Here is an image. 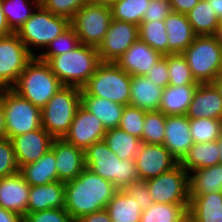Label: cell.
Listing matches in <instances>:
<instances>
[{"instance_id":"33","label":"cell","mask_w":222,"mask_h":222,"mask_svg":"<svg viewBox=\"0 0 222 222\" xmlns=\"http://www.w3.org/2000/svg\"><path fill=\"white\" fill-rule=\"evenodd\" d=\"M196 35H214L220 19L207 0H200L187 14Z\"/></svg>"},{"instance_id":"27","label":"cell","mask_w":222,"mask_h":222,"mask_svg":"<svg viewBox=\"0 0 222 222\" xmlns=\"http://www.w3.org/2000/svg\"><path fill=\"white\" fill-rule=\"evenodd\" d=\"M54 151L49 149L38 161L19 168L24 180L30 186L46 185L58 181Z\"/></svg>"},{"instance_id":"13","label":"cell","mask_w":222,"mask_h":222,"mask_svg":"<svg viewBox=\"0 0 222 222\" xmlns=\"http://www.w3.org/2000/svg\"><path fill=\"white\" fill-rule=\"evenodd\" d=\"M139 26L112 19L102 43L97 48L101 62L116 60L139 38Z\"/></svg>"},{"instance_id":"2","label":"cell","mask_w":222,"mask_h":222,"mask_svg":"<svg viewBox=\"0 0 222 222\" xmlns=\"http://www.w3.org/2000/svg\"><path fill=\"white\" fill-rule=\"evenodd\" d=\"M84 164L117 190L139 181L135 159L120 160L104 140L93 143L84 151Z\"/></svg>"},{"instance_id":"55","label":"cell","mask_w":222,"mask_h":222,"mask_svg":"<svg viewBox=\"0 0 222 222\" xmlns=\"http://www.w3.org/2000/svg\"><path fill=\"white\" fill-rule=\"evenodd\" d=\"M217 42L221 45L222 47V19L219 21V24L217 26V30L214 34Z\"/></svg>"},{"instance_id":"29","label":"cell","mask_w":222,"mask_h":222,"mask_svg":"<svg viewBox=\"0 0 222 222\" xmlns=\"http://www.w3.org/2000/svg\"><path fill=\"white\" fill-rule=\"evenodd\" d=\"M188 213L197 222H222V192L195 195Z\"/></svg>"},{"instance_id":"49","label":"cell","mask_w":222,"mask_h":222,"mask_svg":"<svg viewBox=\"0 0 222 222\" xmlns=\"http://www.w3.org/2000/svg\"><path fill=\"white\" fill-rule=\"evenodd\" d=\"M200 0H170L171 10L181 14L190 12Z\"/></svg>"},{"instance_id":"9","label":"cell","mask_w":222,"mask_h":222,"mask_svg":"<svg viewBox=\"0 0 222 222\" xmlns=\"http://www.w3.org/2000/svg\"><path fill=\"white\" fill-rule=\"evenodd\" d=\"M6 138L11 139L42 127L41 108L19 96L11 88L2 89Z\"/></svg>"},{"instance_id":"28","label":"cell","mask_w":222,"mask_h":222,"mask_svg":"<svg viewBox=\"0 0 222 222\" xmlns=\"http://www.w3.org/2000/svg\"><path fill=\"white\" fill-rule=\"evenodd\" d=\"M219 142L194 143L179 164L188 172L220 164Z\"/></svg>"},{"instance_id":"15","label":"cell","mask_w":222,"mask_h":222,"mask_svg":"<svg viewBox=\"0 0 222 222\" xmlns=\"http://www.w3.org/2000/svg\"><path fill=\"white\" fill-rule=\"evenodd\" d=\"M105 133L106 129L101 121L80 106L63 139L85 151L93 143L103 140Z\"/></svg>"},{"instance_id":"26","label":"cell","mask_w":222,"mask_h":222,"mask_svg":"<svg viewBox=\"0 0 222 222\" xmlns=\"http://www.w3.org/2000/svg\"><path fill=\"white\" fill-rule=\"evenodd\" d=\"M198 86L199 84L167 85L162 91L159 111L165 116L186 115Z\"/></svg>"},{"instance_id":"12","label":"cell","mask_w":222,"mask_h":222,"mask_svg":"<svg viewBox=\"0 0 222 222\" xmlns=\"http://www.w3.org/2000/svg\"><path fill=\"white\" fill-rule=\"evenodd\" d=\"M33 58L16 33L0 37V89L12 88Z\"/></svg>"},{"instance_id":"20","label":"cell","mask_w":222,"mask_h":222,"mask_svg":"<svg viewBox=\"0 0 222 222\" xmlns=\"http://www.w3.org/2000/svg\"><path fill=\"white\" fill-rule=\"evenodd\" d=\"M194 144L186 115L166 116L163 145L180 162Z\"/></svg>"},{"instance_id":"35","label":"cell","mask_w":222,"mask_h":222,"mask_svg":"<svg viewBox=\"0 0 222 222\" xmlns=\"http://www.w3.org/2000/svg\"><path fill=\"white\" fill-rule=\"evenodd\" d=\"M139 39L158 51L161 55H168V39L164 21L141 22L139 25Z\"/></svg>"},{"instance_id":"37","label":"cell","mask_w":222,"mask_h":222,"mask_svg":"<svg viewBox=\"0 0 222 222\" xmlns=\"http://www.w3.org/2000/svg\"><path fill=\"white\" fill-rule=\"evenodd\" d=\"M3 0V12L6 17L8 26L16 33L17 30L24 24V22L32 15L34 9L30 6L39 5V0ZM29 5V6H28Z\"/></svg>"},{"instance_id":"56","label":"cell","mask_w":222,"mask_h":222,"mask_svg":"<svg viewBox=\"0 0 222 222\" xmlns=\"http://www.w3.org/2000/svg\"><path fill=\"white\" fill-rule=\"evenodd\" d=\"M212 84L215 86L217 91L219 92V95L222 97V74L219 75Z\"/></svg>"},{"instance_id":"11","label":"cell","mask_w":222,"mask_h":222,"mask_svg":"<svg viewBox=\"0 0 222 222\" xmlns=\"http://www.w3.org/2000/svg\"><path fill=\"white\" fill-rule=\"evenodd\" d=\"M189 173L178 164L175 168L145 181L154 203L190 204Z\"/></svg>"},{"instance_id":"23","label":"cell","mask_w":222,"mask_h":222,"mask_svg":"<svg viewBox=\"0 0 222 222\" xmlns=\"http://www.w3.org/2000/svg\"><path fill=\"white\" fill-rule=\"evenodd\" d=\"M164 23L168 39V54L183 53L196 36L187 15L172 11Z\"/></svg>"},{"instance_id":"42","label":"cell","mask_w":222,"mask_h":222,"mask_svg":"<svg viewBox=\"0 0 222 222\" xmlns=\"http://www.w3.org/2000/svg\"><path fill=\"white\" fill-rule=\"evenodd\" d=\"M145 113V110L139 109L132 105H125L119 128L124 130L128 134L141 139L142 142Z\"/></svg>"},{"instance_id":"5","label":"cell","mask_w":222,"mask_h":222,"mask_svg":"<svg viewBox=\"0 0 222 222\" xmlns=\"http://www.w3.org/2000/svg\"><path fill=\"white\" fill-rule=\"evenodd\" d=\"M182 55L196 82L212 83L222 74V47L214 35H196Z\"/></svg>"},{"instance_id":"43","label":"cell","mask_w":222,"mask_h":222,"mask_svg":"<svg viewBox=\"0 0 222 222\" xmlns=\"http://www.w3.org/2000/svg\"><path fill=\"white\" fill-rule=\"evenodd\" d=\"M90 0H39V4L53 15L61 16L69 21L75 13Z\"/></svg>"},{"instance_id":"45","label":"cell","mask_w":222,"mask_h":222,"mask_svg":"<svg viewBox=\"0 0 222 222\" xmlns=\"http://www.w3.org/2000/svg\"><path fill=\"white\" fill-rule=\"evenodd\" d=\"M23 222H75V220L63 208L27 213L23 217Z\"/></svg>"},{"instance_id":"19","label":"cell","mask_w":222,"mask_h":222,"mask_svg":"<svg viewBox=\"0 0 222 222\" xmlns=\"http://www.w3.org/2000/svg\"><path fill=\"white\" fill-rule=\"evenodd\" d=\"M30 188L19 171L0 178V207L24 217L27 214Z\"/></svg>"},{"instance_id":"16","label":"cell","mask_w":222,"mask_h":222,"mask_svg":"<svg viewBox=\"0 0 222 222\" xmlns=\"http://www.w3.org/2000/svg\"><path fill=\"white\" fill-rule=\"evenodd\" d=\"M19 168L38 161L49 149L54 138L42 127L11 139Z\"/></svg>"},{"instance_id":"34","label":"cell","mask_w":222,"mask_h":222,"mask_svg":"<svg viewBox=\"0 0 222 222\" xmlns=\"http://www.w3.org/2000/svg\"><path fill=\"white\" fill-rule=\"evenodd\" d=\"M190 204L153 203L142 211L140 222H182Z\"/></svg>"},{"instance_id":"24","label":"cell","mask_w":222,"mask_h":222,"mask_svg":"<svg viewBox=\"0 0 222 222\" xmlns=\"http://www.w3.org/2000/svg\"><path fill=\"white\" fill-rule=\"evenodd\" d=\"M81 106L94 114L106 130L119 127L124 105L105 98L90 96L81 88Z\"/></svg>"},{"instance_id":"40","label":"cell","mask_w":222,"mask_h":222,"mask_svg":"<svg viewBox=\"0 0 222 222\" xmlns=\"http://www.w3.org/2000/svg\"><path fill=\"white\" fill-rule=\"evenodd\" d=\"M165 123L166 116L161 111H146L142 132V143L163 144Z\"/></svg>"},{"instance_id":"41","label":"cell","mask_w":222,"mask_h":222,"mask_svg":"<svg viewBox=\"0 0 222 222\" xmlns=\"http://www.w3.org/2000/svg\"><path fill=\"white\" fill-rule=\"evenodd\" d=\"M80 44L79 38L70 25L64 32L51 41L46 51L37 56L40 60L47 62L51 57L62 55L68 51L75 49Z\"/></svg>"},{"instance_id":"14","label":"cell","mask_w":222,"mask_h":222,"mask_svg":"<svg viewBox=\"0 0 222 222\" xmlns=\"http://www.w3.org/2000/svg\"><path fill=\"white\" fill-rule=\"evenodd\" d=\"M135 162L139 181L155 178L179 164L163 144L145 143H141Z\"/></svg>"},{"instance_id":"10","label":"cell","mask_w":222,"mask_h":222,"mask_svg":"<svg viewBox=\"0 0 222 222\" xmlns=\"http://www.w3.org/2000/svg\"><path fill=\"white\" fill-rule=\"evenodd\" d=\"M112 21L110 6L88 2L70 21L80 43L98 48Z\"/></svg>"},{"instance_id":"4","label":"cell","mask_w":222,"mask_h":222,"mask_svg":"<svg viewBox=\"0 0 222 222\" xmlns=\"http://www.w3.org/2000/svg\"><path fill=\"white\" fill-rule=\"evenodd\" d=\"M63 86L48 63L36 56L27 64L11 89L42 109Z\"/></svg>"},{"instance_id":"50","label":"cell","mask_w":222,"mask_h":222,"mask_svg":"<svg viewBox=\"0 0 222 222\" xmlns=\"http://www.w3.org/2000/svg\"><path fill=\"white\" fill-rule=\"evenodd\" d=\"M75 222H111L109 213L102 209L79 217Z\"/></svg>"},{"instance_id":"51","label":"cell","mask_w":222,"mask_h":222,"mask_svg":"<svg viewBox=\"0 0 222 222\" xmlns=\"http://www.w3.org/2000/svg\"><path fill=\"white\" fill-rule=\"evenodd\" d=\"M0 222H23L19 214L0 207Z\"/></svg>"},{"instance_id":"8","label":"cell","mask_w":222,"mask_h":222,"mask_svg":"<svg viewBox=\"0 0 222 222\" xmlns=\"http://www.w3.org/2000/svg\"><path fill=\"white\" fill-rule=\"evenodd\" d=\"M69 26L70 21L68 19L53 15L39 4L34 8L32 15L17 30L16 34L29 52L36 57L30 46L40 47L39 49L44 50L51 41Z\"/></svg>"},{"instance_id":"17","label":"cell","mask_w":222,"mask_h":222,"mask_svg":"<svg viewBox=\"0 0 222 222\" xmlns=\"http://www.w3.org/2000/svg\"><path fill=\"white\" fill-rule=\"evenodd\" d=\"M56 158L58 181L68 182L77 178L85 168L84 151L63 138H54L51 144Z\"/></svg>"},{"instance_id":"6","label":"cell","mask_w":222,"mask_h":222,"mask_svg":"<svg viewBox=\"0 0 222 222\" xmlns=\"http://www.w3.org/2000/svg\"><path fill=\"white\" fill-rule=\"evenodd\" d=\"M80 106L81 88L64 85L41 109L42 128L53 138H63Z\"/></svg>"},{"instance_id":"32","label":"cell","mask_w":222,"mask_h":222,"mask_svg":"<svg viewBox=\"0 0 222 222\" xmlns=\"http://www.w3.org/2000/svg\"><path fill=\"white\" fill-rule=\"evenodd\" d=\"M103 140L120 160L135 159L142 143L141 139L128 134L119 127L106 130Z\"/></svg>"},{"instance_id":"18","label":"cell","mask_w":222,"mask_h":222,"mask_svg":"<svg viewBox=\"0 0 222 222\" xmlns=\"http://www.w3.org/2000/svg\"><path fill=\"white\" fill-rule=\"evenodd\" d=\"M162 57L158 51L138 38L115 63L131 76H145L151 66Z\"/></svg>"},{"instance_id":"59","label":"cell","mask_w":222,"mask_h":222,"mask_svg":"<svg viewBox=\"0 0 222 222\" xmlns=\"http://www.w3.org/2000/svg\"><path fill=\"white\" fill-rule=\"evenodd\" d=\"M218 142H219L220 160H221V164H222V133H221V136L218 139Z\"/></svg>"},{"instance_id":"38","label":"cell","mask_w":222,"mask_h":222,"mask_svg":"<svg viewBox=\"0 0 222 222\" xmlns=\"http://www.w3.org/2000/svg\"><path fill=\"white\" fill-rule=\"evenodd\" d=\"M189 125L194 143L218 141L222 133V120L219 119H189Z\"/></svg>"},{"instance_id":"52","label":"cell","mask_w":222,"mask_h":222,"mask_svg":"<svg viewBox=\"0 0 222 222\" xmlns=\"http://www.w3.org/2000/svg\"><path fill=\"white\" fill-rule=\"evenodd\" d=\"M2 6L3 0H0V37L8 36L14 33L8 26Z\"/></svg>"},{"instance_id":"39","label":"cell","mask_w":222,"mask_h":222,"mask_svg":"<svg viewBox=\"0 0 222 222\" xmlns=\"http://www.w3.org/2000/svg\"><path fill=\"white\" fill-rule=\"evenodd\" d=\"M167 60L169 84L180 86L187 84H200L196 82L191 74V70L182 53L164 55Z\"/></svg>"},{"instance_id":"48","label":"cell","mask_w":222,"mask_h":222,"mask_svg":"<svg viewBox=\"0 0 222 222\" xmlns=\"http://www.w3.org/2000/svg\"><path fill=\"white\" fill-rule=\"evenodd\" d=\"M145 76L153 83L165 88L169 84V73L166 58L164 56L160 58L156 64L151 66V70H148V73Z\"/></svg>"},{"instance_id":"57","label":"cell","mask_w":222,"mask_h":222,"mask_svg":"<svg viewBox=\"0 0 222 222\" xmlns=\"http://www.w3.org/2000/svg\"><path fill=\"white\" fill-rule=\"evenodd\" d=\"M119 0H90V2L96 3V4H102L111 6L113 3L117 2Z\"/></svg>"},{"instance_id":"44","label":"cell","mask_w":222,"mask_h":222,"mask_svg":"<svg viewBox=\"0 0 222 222\" xmlns=\"http://www.w3.org/2000/svg\"><path fill=\"white\" fill-rule=\"evenodd\" d=\"M19 166L12 142L9 138L0 139V178L15 174Z\"/></svg>"},{"instance_id":"46","label":"cell","mask_w":222,"mask_h":222,"mask_svg":"<svg viewBox=\"0 0 222 222\" xmlns=\"http://www.w3.org/2000/svg\"><path fill=\"white\" fill-rule=\"evenodd\" d=\"M142 22L164 21L172 12L170 0H150Z\"/></svg>"},{"instance_id":"22","label":"cell","mask_w":222,"mask_h":222,"mask_svg":"<svg viewBox=\"0 0 222 222\" xmlns=\"http://www.w3.org/2000/svg\"><path fill=\"white\" fill-rule=\"evenodd\" d=\"M65 208V182L55 181L46 185L31 186L27 213Z\"/></svg>"},{"instance_id":"36","label":"cell","mask_w":222,"mask_h":222,"mask_svg":"<svg viewBox=\"0 0 222 222\" xmlns=\"http://www.w3.org/2000/svg\"><path fill=\"white\" fill-rule=\"evenodd\" d=\"M150 0H119L110 8L112 19L140 25Z\"/></svg>"},{"instance_id":"21","label":"cell","mask_w":222,"mask_h":222,"mask_svg":"<svg viewBox=\"0 0 222 222\" xmlns=\"http://www.w3.org/2000/svg\"><path fill=\"white\" fill-rule=\"evenodd\" d=\"M186 116L189 119L210 118L222 120V97L212 83H200Z\"/></svg>"},{"instance_id":"25","label":"cell","mask_w":222,"mask_h":222,"mask_svg":"<svg viewBox=\"0 0 222 222\" xmlns=\"http://www.w3.org/2000/svg\"><path fill=\"white\" fill-rule=\"evenodd\" d=\"M130 103L145 111L159 110L163 88L146 76H131Z\"/></svg>"},{"instance_id":"58","label":"cell","mask_w":222,"mask_h":222,"mask_svg":"<svg viewBox=\"0 0 222 222\" xmlns=\"http://www.w3.org/2000/svg\"><path fill=\"white\" fill-rule=\"evenodd\" d=\"M182 222H197L189 213L184 217Z\"/></svg>"},{"instance_id":"53","label":"cell","mask_w":222,"mask_h":222,"mask_svg":"<svg viewBox=\"0 0 222 222\" xmlns=\"http://www.w3.org/2000/svg\"><path fill=\"white\" fill-rule=\"evenodd\" d=\"M6 138L5 112L2 102V89H0V139Z\"/></svg>"},{"instance_id":"54","label":"cell","mask_w":222,"mask_h":222,"mask_svg":"<svg viewBox=\"0 0 222 222\" xmlns=\"http://www.w3.org/2000/svg\"><path fill=\"white\" fill-rule=\"evenodd\" d=\"M211 7L214 9L215 14L222 19V0H207Z\"/></svg>"},{"instance_id":"7","label":"cell","mask_w":222,"mask_h":222,"mask_svg":"<svg viewBox=\"0 0 222 222\" xmlns=\"http://www.w3.org/2000/svg\"><path fill=\"white\" fill-rule=\"evenodd\" d=\"M131 75L114 62H101L82 89L90 96L129 105Z\"/></svg>"},{"instance_id":"1","label":"cell","mask_w":222,"mask_h":222,"mask_svg":"<svg viewBox=\"0 0 222 222\" xmlns=\"http://www.w3.org/2000/svg\"><path fill=\"white\" fill-rule=\"evenodd\" d=\"M117 189L89 168L65 182V210L74 219L105 209Z\"/></svg>"},{"instance_id":"47","label":"cell","mask_w":222,"mask_h":222,"mask_svg":"<svg viewBox=\"0 0 222 222\" xmlns=\"http://www.w3.org/2000/svg\"><path fill=\"white\" fill-rule=\"evenodd\" d=\"M124 191L135 198L142 210L148 209L154 202L145 181H137L128 185Z\"/></svg>"},{"instance_id":"31","label":"cell","mask_w":222,"mask_h":222,"mask_svg":"<svg viewBox=\"0 0 222 222\" xmlns=\"http://www.w3.org/2000/svg\"><path fill=\"white\" fill-rule=\"evenodd\" d=\"M105 209L111 222H140L143 211L136 199L124 190H117Z\"/></svg>"},{"instance_id":"3","label":"cell","mask_w":222,"mask_h":222,"mask_svg":"<svg viewBox=\"0 0 222 222\" xmlns=\"http://www.w3.org/2000/svg\"><path fill=\"white\" fill-rule=\"evenodd\" d=\"M47 63L63 85L82 88L101 61L96 47L80 43L71 51L51 57Z\"/></svg>"},{"instance_id":"30","label":"cell","mask_w":222,"mask_h":222,"mask_svg":"<svg viewBox=\"0 0 222 222\" xmlns=\"http://www.w3.org/2000/svg\"><path fill=\"white\" fill-rule=\"evenodd\" d=\"M189 174L190 200L195 195L222 192L221 163L214 166L193 170Z\"/></svg>"}]
</instances>
